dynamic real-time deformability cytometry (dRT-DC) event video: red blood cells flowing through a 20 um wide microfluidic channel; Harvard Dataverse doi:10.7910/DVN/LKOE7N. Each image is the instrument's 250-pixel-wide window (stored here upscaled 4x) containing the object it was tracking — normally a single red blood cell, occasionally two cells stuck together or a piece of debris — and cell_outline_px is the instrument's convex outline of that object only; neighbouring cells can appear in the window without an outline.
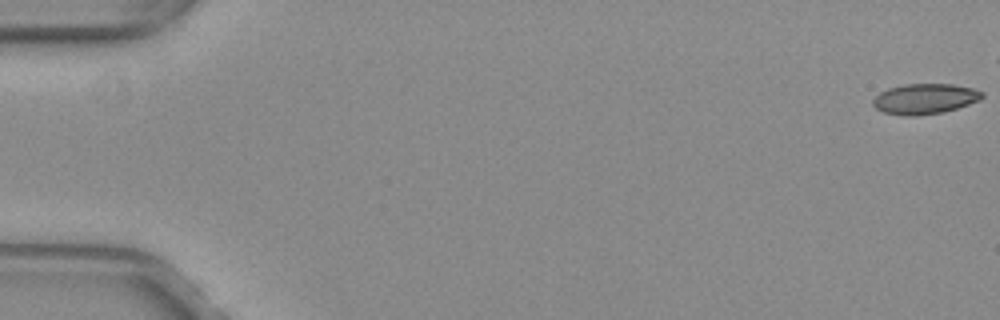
{"species": "common noctule bat (a hibernating species)", "species_latin": "Nyctalus noctula", "temperature_condition": "warm", "stored_images_in_passage": 50, "camera_frame_rate_fps": 3000, "um_per_image_px": 0.085, "animal": {"sex": "female", "body_mass_g": 29.2, "forearm_length_mm": 56.3}, "frame": {"image": 1, "passage_image": 1, "time_ms": 0.0, "image_size_px": [1000, 320], "cell_outline_px": [[984, 96], [980, 100], [944, 112], [912, 116], [908, 116], [884, 112], [876, 108], [872, 104], [872, 100], [880, 92], [888, 88], [904, 84], [952, 84], [972, 88], [984, 92]], "centroid_in_image_um": [78.61, 8.39], "position_along_channel_um": 6.4, "area_um2": 19.25}}
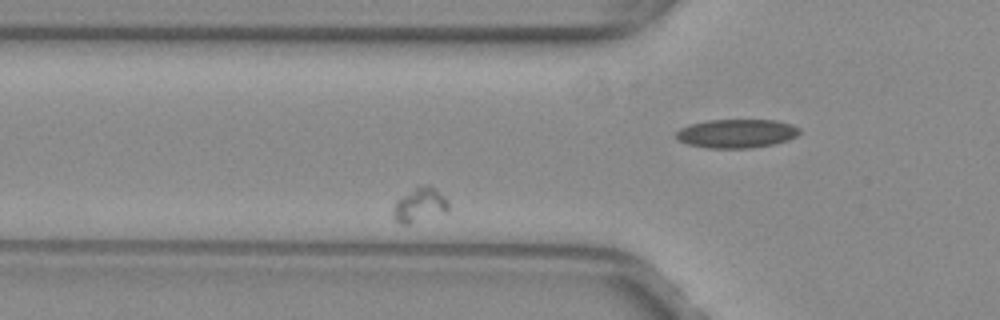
{"frame": {"image": 2, "passage_image": 18, "time_ms": 5.667, "image_size_px": [1000, 320], "cell_outline_px": [[448, 212], [408, 224], [400, 224], [392, 216], [392, 208], [396, 200], [400, 196], [416, 184], [428, 184], [444, 196], [448, 200]], "centroid_in_image_um": [35.63, 17.39], "position_along_channel_um": 90.2, "area_um2": 11.44}}
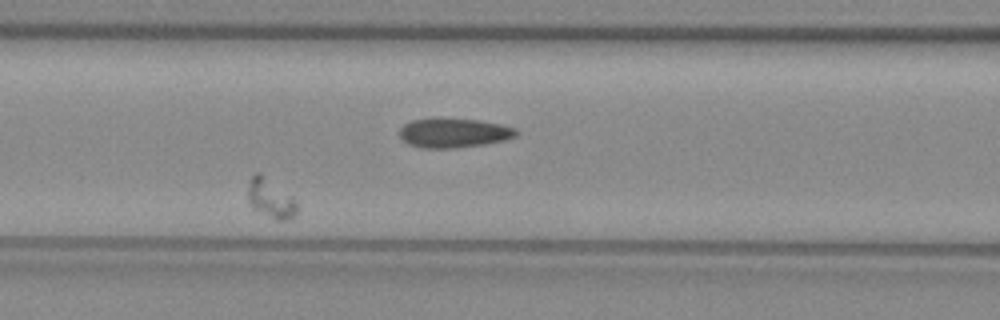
{"frame": {"image": 3, "passage_image": 23, "time_ms": 7.333, "image_size_px": [1000, 320], "cell_outline_px": [[296, 212], [288, 220], [276, 220], [252, 208], [248, 200], [248, 188], [252, 176], [256, 172], [260, 172], [292, 196], [296, 200]], "centroid_in_image_um": [22.99, 16.86], "position_along_channel_um": 143.6, "area_um2": 11.04}}